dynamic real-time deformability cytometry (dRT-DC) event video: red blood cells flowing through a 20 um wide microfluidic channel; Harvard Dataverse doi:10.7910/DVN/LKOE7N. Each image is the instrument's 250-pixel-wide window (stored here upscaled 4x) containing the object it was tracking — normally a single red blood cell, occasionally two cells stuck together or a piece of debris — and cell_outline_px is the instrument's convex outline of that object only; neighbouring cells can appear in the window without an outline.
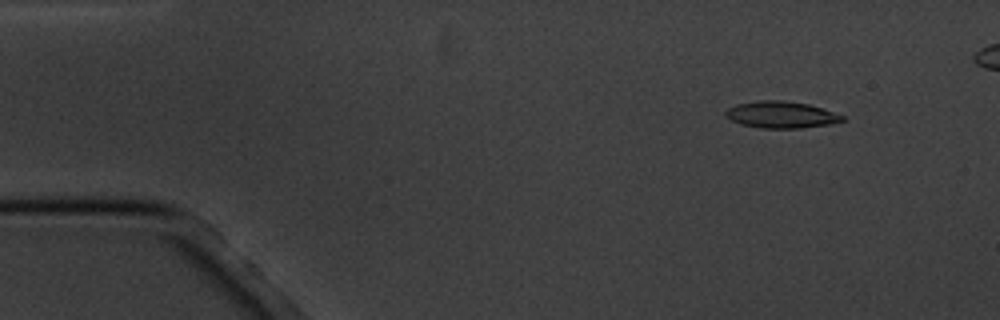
{"species": "common noctule bat (a hibernating species)", "species_latin": "Nyctalus noctula", "temperature_condition": "cold", "stored_images_in_passage": 5, "camera_frame_rate_fps": 3000, "um_per_image_px": 0.085, "animal": {"sex": "male", "body_mass_g": 20.1, "forearm_length_mm": 53.5}, "frame": {"image": 1, "passage_image": 2, "time_ms": 1.0, "image_size_px": [1000, 320], "cell_outline_px": [[844, 120], [828, 124], [800, 128], [760, 128], [740, 124], [724, 116], [724, 112], [728, 108], [736, 104], [756, 100], [784, 100], [808, 104], [844, 116]], "centroid_in_image_um": [66.32, 9.74], "position_along_channel_um": 18.7, "area_um2": 18.09}}